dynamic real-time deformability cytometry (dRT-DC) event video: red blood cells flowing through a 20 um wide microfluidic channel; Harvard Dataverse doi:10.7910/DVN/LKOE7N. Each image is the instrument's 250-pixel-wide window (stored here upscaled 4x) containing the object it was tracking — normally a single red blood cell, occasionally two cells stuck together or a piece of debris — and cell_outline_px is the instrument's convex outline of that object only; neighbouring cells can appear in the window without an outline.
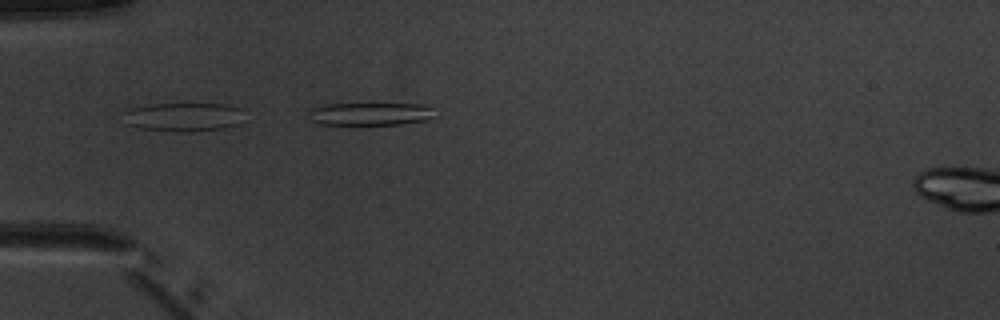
{"species": "common noctule bat (a hibernating species)", "species_latin": "Nyctalus noctula", "temperature_condition": "warm", "stored_images_in_passage": 1, "camera_frame_rate_fps": 3000, "um_per_image_px": 0.085, "animal": {"sex": "male", "body_mass_g": 20.1, "forearm_length_mm": 53.5}, "frame": {"image": 1, "passage_image": 1, "time_ms": 0.0, "image_size_px": [1000, 320], "cell_outline_px": [[436, 116], [424, 120], [400, 124], [320, 124], [312, 120], [308, 116], [308, 108], [328, 104], [424, 104], [432, 108]], "centroid_in_image_um": [31.45, 9.67], "position_along_channel_um": 53.5, "area_um2": 16.7}}